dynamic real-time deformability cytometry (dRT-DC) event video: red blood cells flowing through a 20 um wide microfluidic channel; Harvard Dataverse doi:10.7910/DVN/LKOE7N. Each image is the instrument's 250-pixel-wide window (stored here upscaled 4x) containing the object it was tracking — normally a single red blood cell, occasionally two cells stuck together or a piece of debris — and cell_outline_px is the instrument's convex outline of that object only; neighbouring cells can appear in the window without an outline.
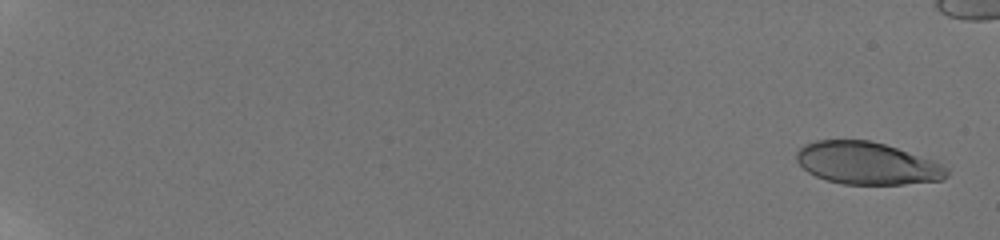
{"species": "human", "species_latin": "Homo sapiens", "temperature_condition": "room temperature", "stored_images_in_passage": 14, "camera_frame_rate_fps": 3000, "um_per_image_px": 0.085, "donor": {"sex": "male"}, "frame": {"image": 1, "passage_image": 1, "time_ms": 0.0, "image_size_px": [1000, 240], "cell_outline_px": [[948, 176], [944, 180], [904, 184], [844, 184], [824, 180], [808, 172], [796, 160], [796, 152], [804, 144], [816, 140], [868, 140], [884, 144], [936, 160], [948, 168]], "centroid_in_image_um": [73.73, 13.88], "position_along_channel_um": 11.3, "area_um2": 37.34}}